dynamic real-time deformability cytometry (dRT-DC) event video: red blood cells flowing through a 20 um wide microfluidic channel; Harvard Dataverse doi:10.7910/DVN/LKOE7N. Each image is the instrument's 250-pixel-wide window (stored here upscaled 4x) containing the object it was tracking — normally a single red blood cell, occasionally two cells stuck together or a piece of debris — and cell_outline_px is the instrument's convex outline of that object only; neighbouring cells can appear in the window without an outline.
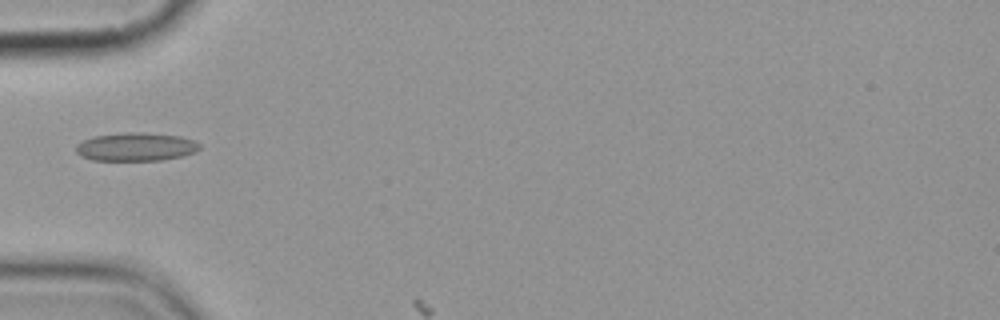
{"species": "common noctule bat (a hibernating species)", "species_latin": "Nyctalus noctula", "temperature_condition": "cold", "stored_images_in_passage": 3, "segment_of_instrument_passage": [1, 2], "camera_frame_rate_fps": 3000, "um_per_image_px": 0.085, "animal": {"sex": "female", "body_mass_g": 19.9}, "frame": {"image": 1, "passage_image": 2, "time_ms": 1.0, "image_size_px": [1000, 320], "cell_outline_px": [[200, 148], [196, 152], [184, 156], [160, 160], [92, 160], [80, 156], [76, 152], [76, 144], [92, 136], [124, 132], [140, 132], [180, 136], [192, 140], [200, 144]], "centroid_in_image_um": [11.54, 12.48], "position_along_channel_um": 73.5, "area_um2": 20.52}}